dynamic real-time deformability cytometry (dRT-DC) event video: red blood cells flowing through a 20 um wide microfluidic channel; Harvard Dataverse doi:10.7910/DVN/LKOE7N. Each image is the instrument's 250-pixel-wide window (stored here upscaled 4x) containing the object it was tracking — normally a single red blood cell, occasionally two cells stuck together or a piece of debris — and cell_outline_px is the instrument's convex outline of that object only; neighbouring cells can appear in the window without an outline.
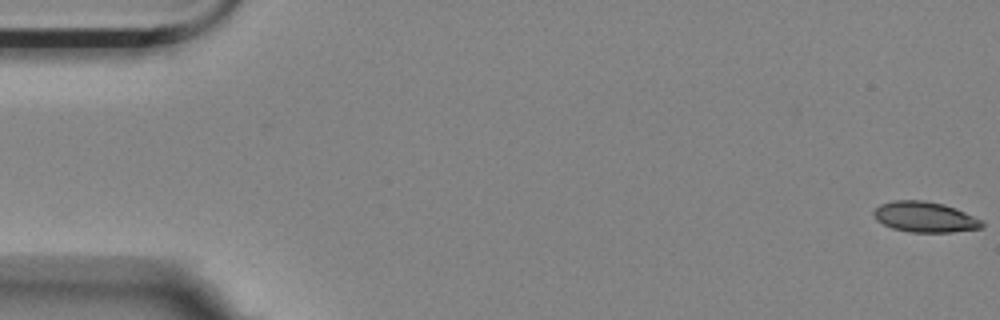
{"species": "Egyptian fruit bat (a non-hibernating species)", "species_latin": "Rousettus aegyptiacus", "temperature_condition": "room temperature", "stored_images_in_passage": 9, "camera_frame_rate_fps": 3000, "um_per_image_px": 0.085, "animal": {"sex": "female"}, "frame": {"image": 1, "passage_image": 1, "time_ms": 0.0, "image_size_px": [1000, 320], "cell_outline_px": [[984, 228], [952, 232], [912, 232], [892, 228], [876, 220], [872, 212], [880, 204], [892, 200], [924, 200], [944, 204], [956, 208], [984, 220]], "centroid_in_image_um": [78.65, 18.44], "position_along_channel_um": 6.3, "area_um2": 19.48}}
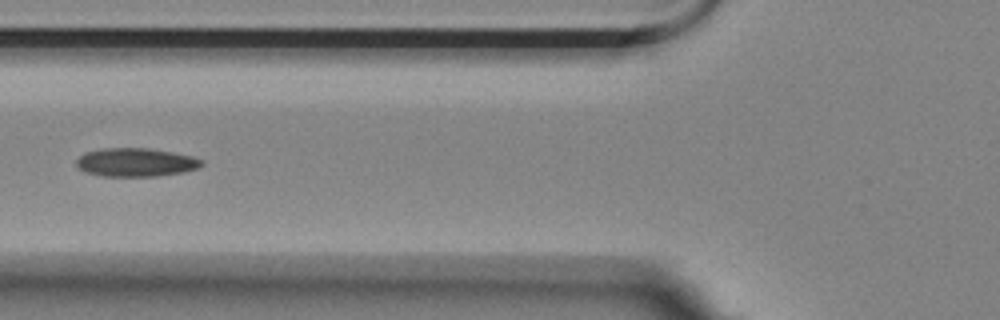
{"frame": {"image": 2, "passage_image": 7, "time_ms": 2.0, "image_size_px": [1000, 320], "cell_outline_px": [[204, 164], [196, 168], [184, 172], [156, 176], [100, 176], [84, 172], [76, 164], [76, 160], [84, 152], [104, 148], [148, 148], [172, 152], [192, 156], [200, 160]], "centroid_in_image_um": [11.5, 13.8], "position_along_channel_um": 114.3, "area_um2": 20.75}}
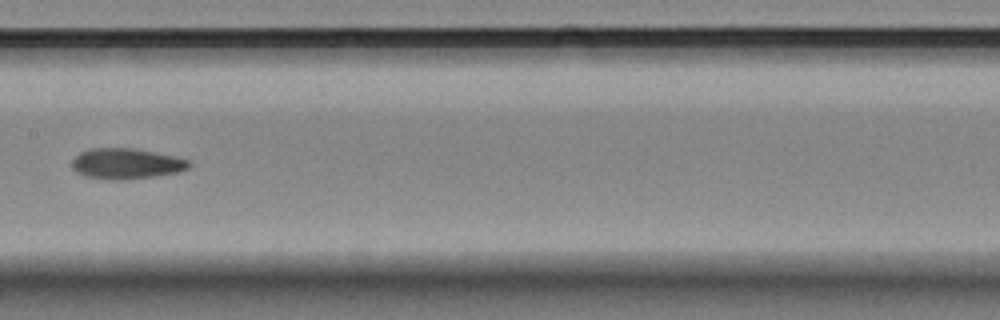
{"frame": {"image": 3, "passage_image": 9, "time_ms": 2.667, "image_size_px": [1000, 320], "cell_outline_px": [[192, 164], [188, 168], [180, 172], [152, 176], [120, 180], [112, 180], [84, 176], [72, 164], [72, 160], [80, 152], [92, 148], [136, 148], [176, 156], [188, 160]], "centroid_in_image_um": [10.79, 13.9], "position_along_channel_um": 196.6, "area_um2": 20.75}}